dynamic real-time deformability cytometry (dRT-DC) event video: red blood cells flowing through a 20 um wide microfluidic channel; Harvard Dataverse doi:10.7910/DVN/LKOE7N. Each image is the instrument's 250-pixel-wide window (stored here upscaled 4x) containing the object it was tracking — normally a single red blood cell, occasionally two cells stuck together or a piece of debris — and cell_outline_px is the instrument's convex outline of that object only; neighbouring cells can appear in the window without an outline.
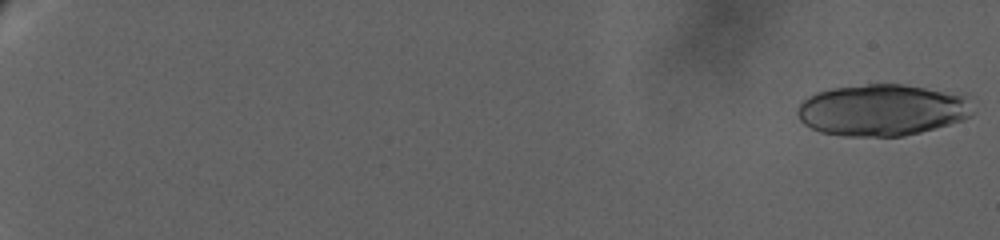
{"species": "human", "species_latin": "Homo sapiens", "temperature_condition": "warm", "stored_images_in_passage": 51, "camera_frame_rate_fps": 3000, "um_per_image_px": 0.085, "donor": {"sex": "female"}, "frame": {"image": 1, "passage_image": 1, "time_ms": 0.0, "image_size_px": [1000, 240], "cell_outline_px": [[972, 116], [964, 120], [920, 132], [904, 136], [844, 136], [820, 132], [804, 124], [800, 120], [796, 112], [796, 108], [808, 96], [816, 92], [832, 88], [868, 84], [904, 84], [964, 92], [968, 96], [972, 112]], "centroid_in_image_um": [75.03, 9.33], "position_along_channel_um": 10.0, "area_um2": 53.47}}
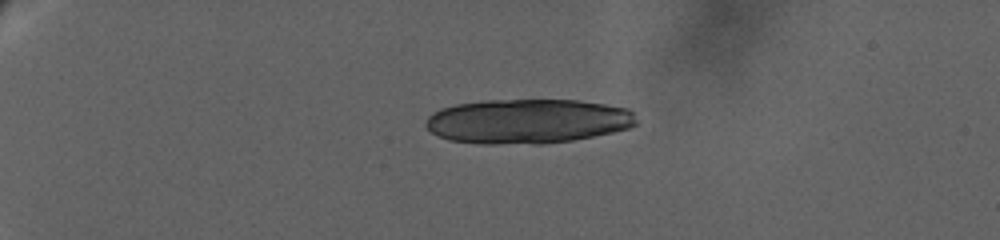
{"frame": {"image": 2, "passage_image": 31, "time_ms": 7.0, "image_size_px": [1000, 240], "cell_outline_px": [[636, 124], [628, 128], [612, 132], [572, 140], [540, 144], [480, 144], [452, 140], [440, 136], [432, 132], [424, 124], [424, 120], [432, 112], [440, 108], [456, 104], [484, 100], [580, 100], [628, 108], [632, 112], [636, 120]], "centroid_in_image_um": [44.81, 10.3], "position_along_channel_um": 40.2, "area_um2": 54.79}}